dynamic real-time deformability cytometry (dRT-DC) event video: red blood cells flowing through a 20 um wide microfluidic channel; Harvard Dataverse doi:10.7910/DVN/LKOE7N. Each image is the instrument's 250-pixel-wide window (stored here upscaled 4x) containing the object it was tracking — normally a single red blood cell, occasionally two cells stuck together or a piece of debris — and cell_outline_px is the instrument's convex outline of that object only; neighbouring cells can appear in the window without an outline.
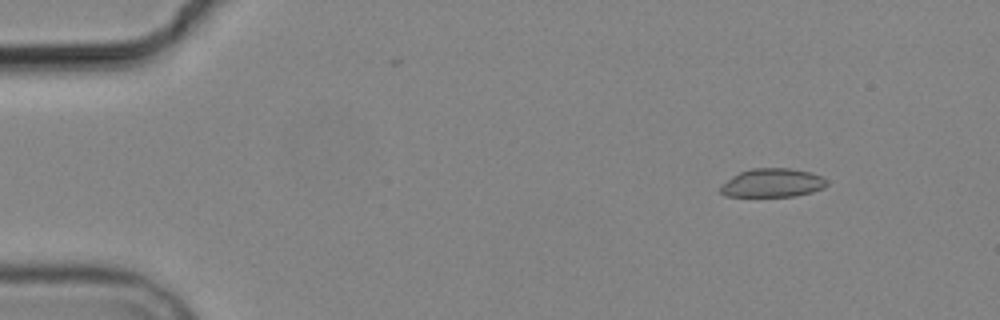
{"species": "common noctule bat (a hibernating species)", "species_latin": "Nyctalus noctula", "temperature_condition": "cold", "stored_images_in_passage": 6, "camera_frame_rate_fps": 3000, "um_per_image_px": 0.085, "animal": {"sex": "male", "body_mass_g": 19.2, "forearm_length_mm": 51.8}, "frame": {"image": 1, "passage_image": 2, "time_ms": 1.333, "image_size_px": [1000, 320], "cell_outline_px": [[828, 184], [824, 188], [812, 192], [796, 196], [724, 196], [720, 192], [720, 188], [732, 176], [740, 172], [752, 168], [788, 168], [812, 172], [828, 180]], "centroid_in_image_um": [65.7, 15.54], "position_along_channel_um": 19.3, "area_um2": 17.74}}
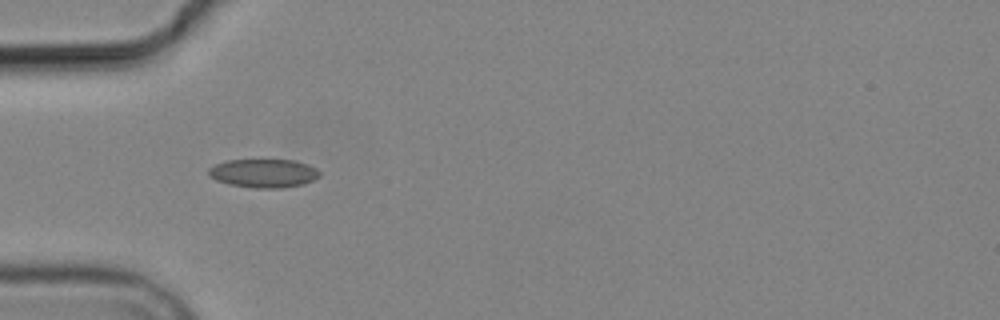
{"frame": {"image": 2, "passage_image": 5, "time_ms": 5.0, "image_size_px": [1000, 320], "cell_outline_px": [[320, 176], [312, 180], [300, 184], [280, 188], [252, 188], [228, 184], [216, 180], [208, 176], [208, 168], [216, 164], [228, 160], [296, 160], [308, 164], [316, 168], [320, 172]], "centroid_in_image_um": [22.38, 14.72], "position_along_channel_um": 62.6, "area_um2": 18.5}}
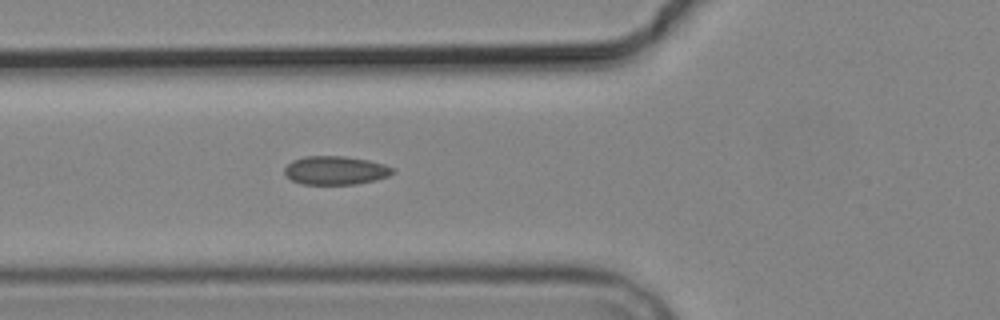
{"frame": {"image": 3, "passage_image": 6, "time_ms": 6.0, "image_size_px": [1000, 320], "cell_outline_px": [[396, 172], [388, 176], [376, 180], [356, 184], [304, 184], [292, 180], [284, 176], [284, 168], [292, 160], [304, 156], [344, 156], [368, 160], [384, 164], [392, 168]], "centroid_in_image_um": [28.5, 14.48], "position_along_channel_um": 97.3, "area_um2": 18.09}}